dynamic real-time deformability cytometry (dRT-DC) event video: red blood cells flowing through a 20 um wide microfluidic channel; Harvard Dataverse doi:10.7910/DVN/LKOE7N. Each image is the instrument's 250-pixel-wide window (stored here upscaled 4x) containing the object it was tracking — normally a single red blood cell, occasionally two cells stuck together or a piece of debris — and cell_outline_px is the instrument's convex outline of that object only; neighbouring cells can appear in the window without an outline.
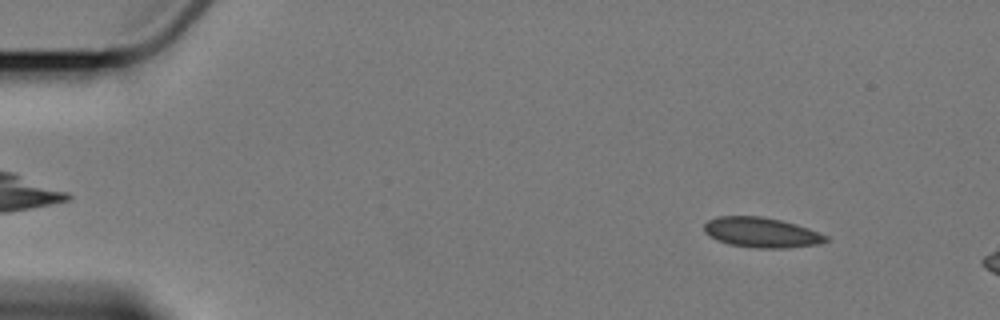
{"species": "Egyptian fruit bat (a non-hibernating species)", "species_latin": "Rousettus aegyptiacus", "temperature_condition": "cold", "stored_images_in_passage": 3, "camera_frame_rate_fps": 3000, "um_per_image_px": 0.085, "animal": {"sex": "female"}, "frame": {"image": 1, "passage_image": 1, "time_ms": 0.0, "image_size_px": [1000, 320], "cell_outline_px": [[832, 240], [820, 244], [784, 248], [756, 248], [728, 244], [716, 240], [704, 232], [704, 224], [708, 220], [716, 216], [764, 216], [796, 224], [808, 228], [828, 236]], "centroid_in_image_um": [64.73, 19.76], "position_along_channel_um": 20.3, "area_um2": 21.56}}